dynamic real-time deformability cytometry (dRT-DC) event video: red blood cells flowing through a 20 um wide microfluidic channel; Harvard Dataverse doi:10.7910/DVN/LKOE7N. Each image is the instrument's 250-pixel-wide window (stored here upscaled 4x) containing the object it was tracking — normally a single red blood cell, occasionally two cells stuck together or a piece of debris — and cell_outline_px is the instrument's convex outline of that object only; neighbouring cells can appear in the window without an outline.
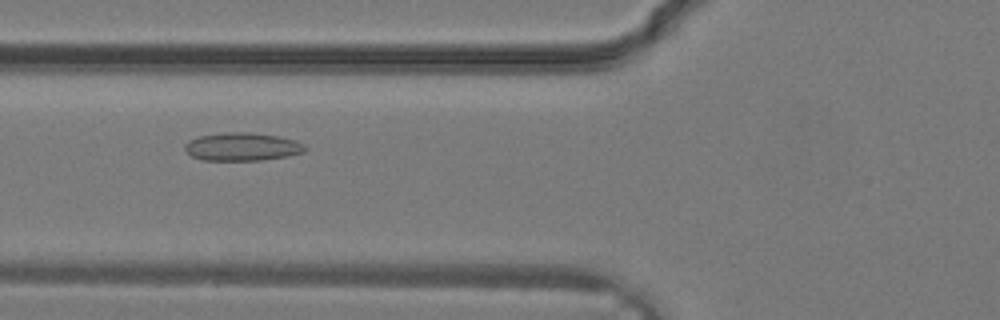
{"species": "common noctule bat (a hibernating species)", "species_latin": "Nyctalus noctula", "temperature_condition": "warm", "stored_images_in_passage": 25, "segment_of_instrument_passage": [1, 2], "camera_frame_rate_fps": 3000, "um_per_image_px": 0.085, "animal": {"sex": "male", "body_mass_g": 19.2, "forearm_length_mm": 51.8}, "frame": {"image": 1, "passage_image": 4, "time_ms": 1.0, "image_size_px": [1000, 320], "cell_outline_px": [[308, 148], [304, 152], [288, 156], [260, 160], [204, 160], [192, 156], [184, 148], [184, 144], [188, 140], [200, 136], [224, 132], [252, 132], [280, 136], [296, 140], [304, 144]], "centroid_in_image_um": [20.62, 12.46], "position_along_channel_um": 105.2, "area_um2": 19.83}}
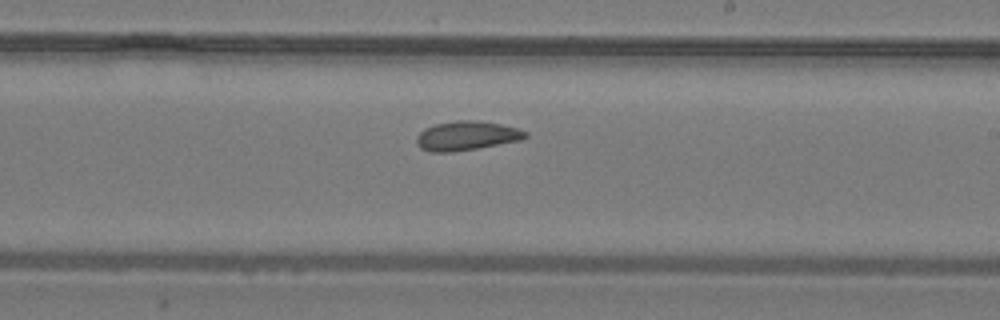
{"frame": {"image": 2, "passage_image": 11, "time_ms": 3.333, "image_size_px": [1000, 320], "cell_outline_px": [[528, 136], [520, 140], [476, 148], [452, 152], [432, 152], [420, 148], [416, 144], [416, 136], [424, 128], [436, 124], [456, 120], [472, 120], [500, 124], [516, 128], [528, 132]], "centroid_in_image_um": [39.62, 11.54], "position_along_channel_um": 249.4, "area_um2": 18.38}}
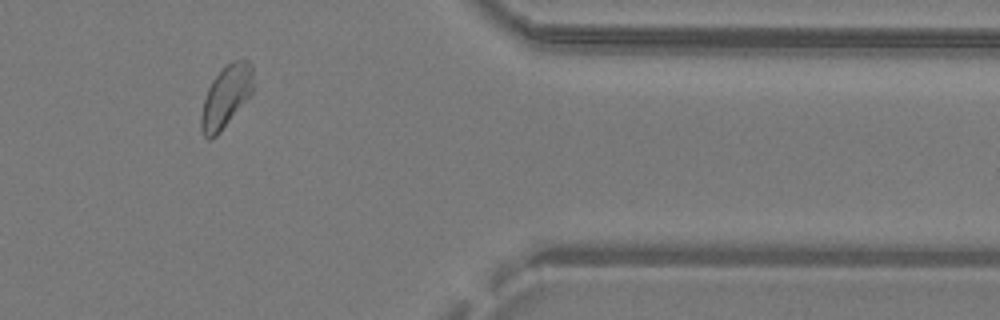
{"frame": {"image": 3, "passage_image": 19, "time_ms": 6.0, "image_size_px": [1000, 320], "cell_outline_px": [[252, 92], [220, 132], [212, 140], [208, 140], [204, 136], [200, 128], [200, 116], [204, 100], [208, 88], [212, 80], [232, 60], [248, 60], [252, 68]], "centroid_in_image_um": [19.17, 8.24], "position_along_channel_um": 392.2, "area_um2": 18.44}}